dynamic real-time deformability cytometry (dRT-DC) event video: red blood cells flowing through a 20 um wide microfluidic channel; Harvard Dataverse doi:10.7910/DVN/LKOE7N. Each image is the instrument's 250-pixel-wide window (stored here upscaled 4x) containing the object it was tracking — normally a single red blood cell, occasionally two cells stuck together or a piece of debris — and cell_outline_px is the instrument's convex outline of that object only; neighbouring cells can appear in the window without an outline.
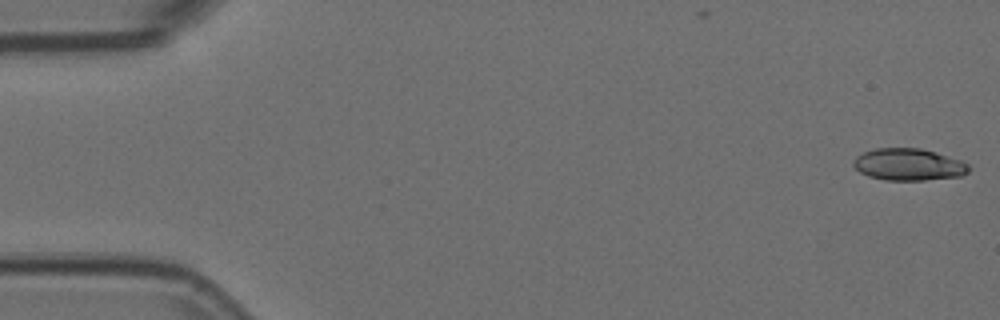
{"species": "Egyptian fruit bat (a non-hibernating species)", "species_latin": "Rousettus aegyptiacus", "temperature_condition": "room temperature", "stored_images_in_passage": 17, "camera_frame_rate_fps": 3000, "um_per_image_px": 0.085, "animal": {"sex": "female"}, "frame": {"image": 1, "passage_image": 1, "time_ms": 0.0, "image_size_px": [1000, 320], "cell_outline_px": [[968, 172], [960, 176], [924, 180], [884, 180], [868, 176], [860, 172], [852, 164], [852, 160], [856, 156], [864, 152], [876, 148], [920, 148], [936, 152], [960, 160], [968, 164]], "centroid_in_image_um": [77.19, 13.98], "position_along_channel_um": 7.8, "area_um2": 21.44}}
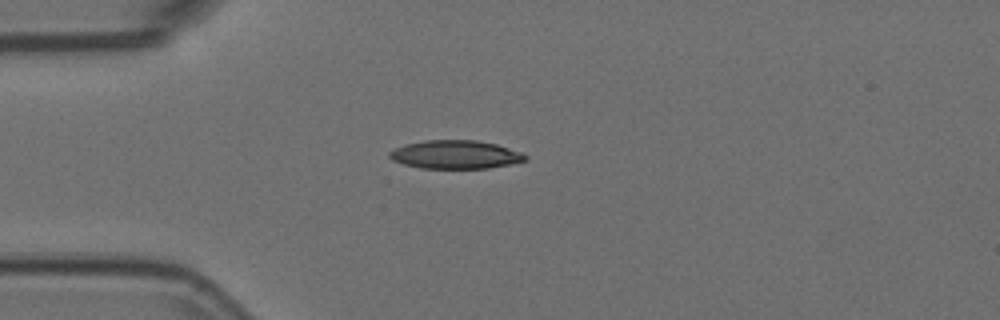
{"frame": {"image": 2, "passage_image": 14, "time_ms": 4.333, "image_size_px": [1000, 320], "cell_outline_px": [[528, 160], [512, 164], [488, 168], [420, 168], [404, 164], [392, 160], [388, 156], [388, 152], [396, 148], [408, 144], [424, 140], [476, 140], [496, 144], [520, 152], [528, 156]], "centroid_in_image_um": [38.73, 13.14], "position_along_channel_um": 46.3, "area_um2": 22.43}}